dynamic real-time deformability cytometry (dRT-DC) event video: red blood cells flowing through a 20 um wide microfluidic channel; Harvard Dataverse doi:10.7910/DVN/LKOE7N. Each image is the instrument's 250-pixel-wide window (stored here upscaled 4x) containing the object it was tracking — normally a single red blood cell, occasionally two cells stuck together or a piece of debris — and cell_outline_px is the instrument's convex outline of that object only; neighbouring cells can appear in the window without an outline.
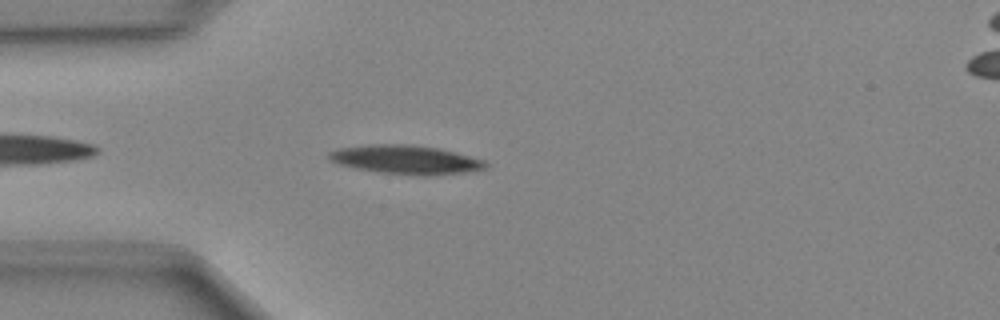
{"species": "Egyptian fruit bat (a non-hibernating species)", "species_latin": "Rousettus aegyptiacus", "temperature_condition": "cold", "stored_images_in_passage": 38, "camera_frame_rate_fps": 3000, "um_per_image_px": 0.085, "animal": {"sex": "female"}, "frame": {"image": 1, "passage_image": 3, "time_ms": 0.667, "image_size_px": [1000, 320], "cell_outline_px": [[488, 168], [464, 172], [428, 176], [420, 176], [380, 172], [356, 168], [336, 164], [328, 156], [328, 152], [336, 148], [372, 144], [404, 144], [436, 148], [484, 160], [488, 164]], "centroid_in_image_um": [34.45, 13.58], "position_along_channel_um": 50.5, "area_um2": 26.13}}
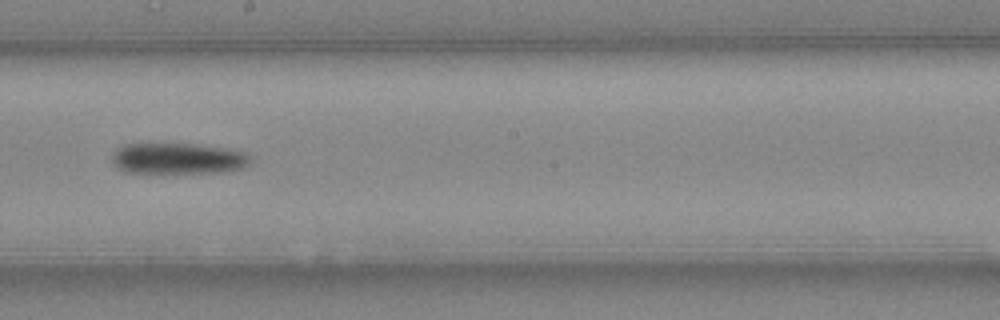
{"frame": {"image": 2, "passage_image": 17, "time_ms": 5.333, "image_size_px": [1000, 320], "cell_outline_px": [[252, 160], [248, 164], [240, 168], [224, 172], [176, 176], [124, 172], [116, 168], [112, 164], [112, 156], [124, 144], [192, 144], [224, 148], [244, 152], [252, 156]], "centroid_in_image_um": [15.11, 13.54], "position_along_channel_um": 233.1, "area_um2": 26.18}}
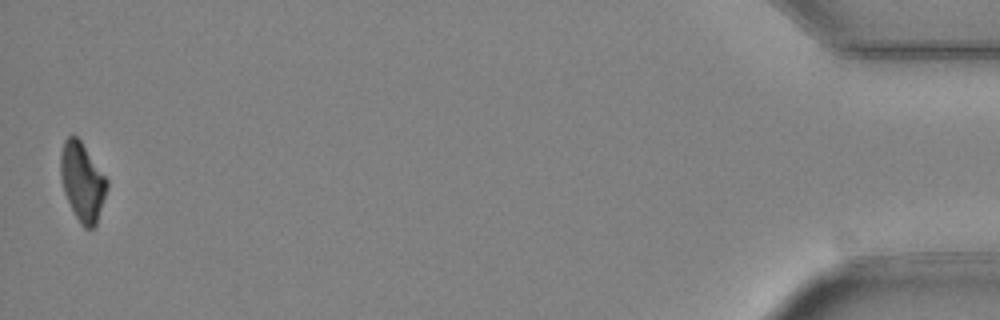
{"frame": {"image": 3, "passage_image": 38, "time_ms": 12.333, "image_size_px": [1000, 320], "cell_outline_px": [[108, 188], [96, 224], [92, 228], [84, 228], [80, 224], [64, 192], [60, 180], [60, 152], [64, 140], [68, 136], [76, 136], [80, 140], [108, 180]], "centroid_in_image_um": [6.99, 15.44], "position_along_channel_um": 428.2, "area_um2": 21.1}}